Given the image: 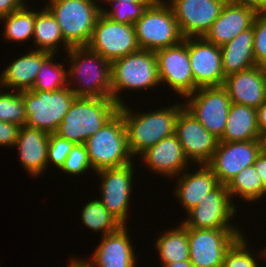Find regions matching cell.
<instances>
[{
	"label": "cell",
	"mask_w": 266,
	"mask_h": 267,
	"mask_svg": "<svg viewBox=\"0 0 266 267\" xmlns=\"http://www.w3.org/2000/svg\"><path fill=\"white\" fill-rule=\"evenodd\" d=\"M253 53L257 66L266 67V11L258 12L253 22Z\"/></svg>",
	"instance_id": "8d00e7d4"
},
{
	"label": "cell",
	"mask_w": 266,
	"mask_h": 267,
	"mask_svg": "<svg viewBox=\"0 0 266 267\" xmlns=\"http://www.w3.org/2000/svg\"><path fill=\"white\" fill-rule=\"evenodd\" d=\"M50 54L46 51L31 50V52L16 58L0 75L2 88H12L18 92L31 90L42 62Z\"/></svg>",
	"instance_id": "cb8c5ba5"
},
{
	"label": "cell",
	"mask_w": 266,
	"mask_h": 267,
	"mask_svg": "<svg viewBox=\"0 0 266 267\" xmlns=\"http://www.w3.org/2000/svg\"><path fill=\"white\" fill-rule=\"evenodd\" d=\"M49 133L26 125L21 126L16 144L20 162L32 176L40 175L47 168Z\"/></svg>",
	"instance_id": "603a6c76"
},
{
	"label": "cell",
	"mask_w": 266,
	"mask_h": 267,
	"mask_svg": "<svg viewBox=\"0 0 266 267\" xmlns=\"http://www.w3.org/2000/svg\"><path fill=\"white\" fill-rule=\"evenodd\" d=\"M198 168L200 169L196 170L195 173L185 172L181 177H177L178 182L174 194L187 212L198 205L206 194L219 184L212 169L207 164H200Z\"/></svg>",
	"instance_id": "d4e9b609"
},
{
	"label": "cell",
	"mask_w": 266,
	"mask_h": 267,
	"mask_svg": "<svg viewBox=\"0 0 266 267\" xmlns=\"http://www.w3.org/2000/svg\"><path fill=\"white\" fill-rule=\"evenodd\" d=\"M24 3L18 10L6 15L1 19L5 23L4 28V38L5 40H9L10 42H24L29 38H33L34 35V26L36 19V11L28 10Z\"/></svg>",
	"instance_id": "f546056e"
},
{
	"label": "cell",
	"mask_w": 266,
	"mask_h": 267,
	"mask_svg": "<svg viewBox=\"0 0 266 267\" xmlns=\"http://www.w3.org/2000/svg\"><path fill=\"white\" fill-rule=\"evenodd\" d=\"M133 25L140 49L155 52L175 46L184 39L166 1L155 0Z\"/></svg>",
	"instance_id": "52a82bcc"
},
{
	"label": "cell",
	"mask_w": 266,
	"mask_h": 267,
	"mask_svg": "<svg viewBox=\"0 0 266 267\" xmlns=\"http://www.w3.org/2000/svg\"><path fill=\"white\" fill-rule=\"evenodd\" d=\"M73 146V142L61 138L56 134H49L47 166L52 162L56 168L61 169Z\"/></svg>",
	"instance_id": "f35d334b"
},
{
	"label": "cell",
	"mask_w": 266,
	"mask_h": 267,
	"mask_svg": "<svg viewBox=\"0 0 266 267\" xmlns=\"http://www.w3.org/2000/svg\"><path fill=\"white\" fill-rule=\"evenodd\" d=\"M262 151L261 139L250 141H219L207 164L220 184L227 185L239 172L254 165Z\"/></svg>",
	"instance_id": "5bb4252c"
},
{
	"label": "cell",
	"mask_w": 266,
	"mask_h": 267,
	"mask_svg": "<svg viewBox=\"0 0 266 267\" xmlns=\"http://www.w3.org/2000/svg\"><path fill=\"white\" fill-rule=\"evenodd\" d=\"M244 235H241L227 250L222 267H258L252 252L247 248Z\"/></svg>",
	"instance_id": "d590c367"
},
{
	"label": "cell",
	"mask_w": 266,
	"mask_h": 267,
	"mask_svg": "<svg viewBox=\"0 0 266 267\" xmlns=\"http://www.w3.org/2000/svg\"><path fill=\"white\" fill-rule=\"evenodd\" d=\"M262 151L266 152V130L261 134Z\"/></svg>",
	"instance_id": "c3c4849f"
},
{
	"label": "cell",
	"mask_w": 266,
	"mask_h": 267,
	"mask_svg": "<svg viewBox=\"0 0 266 267\" xmlns=\"http://www.w3.org/2000/svg\"><path fill=\"white\" fill-rule=\"evenodd\" d=\"M133 162L96 171L101 177V203L122 224L126 225L133 182Z\"/></svg>",
	"instance_id": "2e32d148"
},
{
	"label": "cell",
	"mask_w": 266,
	"mask_h": 267,
	"mask_svg": "<svg viewBox=\"0 0 266 267\" xmlns=\"http://www.w3.org/2000/svg\"><path fill=\"white\" fill-rule=\"evenodd\" d=\"M76 97L69 86L57 91H23L26 126L54 134Z\"/></svg>",
	"instance_id": "ba28073f"
},
{
	"label": "cell",
	"mask_w": 266,
	"mask_h": 267,
	"mask_svg": "<svg viewBox=\"0 0 266 267\" xmlns=\"http://www.w3.org/2000/svg\"><path fill=\"white\" fill-rule=\"evenodd\" d=\"M186 99L184 107L208 132L220 140L223 137L232 104L226 88L223 85L198 88L194 93L186 96Z\"/></svg>",
	"instance_id": "9c48e42d"
},
{
	"label": "cell",
	"mask_w": 266,
	"mask_h": 267,
	"mask_svg": "<svg viewBox=\"0 0 266 267\" xmlns=\"http://www.w3.org/2000/svg\"><path fill=\"white\" fill-rule=\"evenodd\" d=\"M24 3V0H0V18L18 10Z\"/></svg>",
	"instance_id": "60d3db41"
},
{
	"label": "cell",
	"mask_w": 266,
	"mask_h": 267,
	"mask_svg": "<svg viewBox=\"0 0 266 267\" xmlns=\"http://www.w3.org/2000/svg\"><path fill=\"white\" fill-rule=\"evenodd\" d=\"M86 46L110 63L140 49L133 24L115 22L102 13Z\"/></svg>",
	"instance_id": "30bf717a"
},
{
	"label": "cell",
	"mask_w": 266,
	"mask_h": 267,
	"mask_svg": "<svg viewBox=\"0 0 266 267\" xmlns=\"http://www.w3.org/2000/svg\"><path fill=\"white\" fill-rule=\"evenodd\" d=\"M188 51L196 90L224 84L220 46L204 37H188Z\"/></svg>",
	"instance_id": "ac0fdd59"
},
{
	"label": "cell",
	"mask_w": 266,
	"mask_h": 267,
	"mask_svg": "<svg viewBox=\"0 0 266 267\" xmlns=\"http://www.w3.org/2000/svg\"><path fill=\"white\" fill-rule=\"evenodd\" d=\"M162 267H194L190 260L162 264Z\"/></svg>",
	"instance_id": "f6af8a7d"
},
{
	"label": "cell",
	"mask_w": 266,
	"mask_h": 267,
	"mask_svg": "<svg viewBox=\"0 0 266 267\" xmlns=\"http://www.w3.org/2000/svg\"><path fill=\"white\" fill-rule=\"evenodd\" d=\"M227 0H169L183 38L204 37Z\"/></svg>",
	"instance_id": "9a60e30c"
},
{
	"label": "cell",
	"mask_w": 266,
	"mask_h": 267,
	"mask_svg": "<svg viewBox=\"0 0 266 267\" xmlns=\"http://www.w3.org/2000/svg\"><path fill=\"white\" fill-rule=\"evenodd\" d=\"M160 83H167L182 97L196 91L188 51V38L179 44L155 51Z\"/></svg>",
	"instance_id": "4fadbf2b"
},
{
	"label": "cell",
	"mask_w": 266,
	"mask_h": 267,
	"mask_svg": "<svg viewBox=\"0 0 266 267\" xmlns=\"http://www.w3.org/2000/svg\"><path fill=\"white\" fill-rule=\"evenodd\" d=\"M111 75L112 99L119 106L124 104L118 95L123 89L142 90L155 88L160 84L156 54L154 51L145 49H139L113 61Z\"/></svg>",
	"instance_id": "8992f818"
},
{
	"label": "cell",
	"mask_w": 266,
	"mask_h": 267,
	"mask_svg": "<svg viewBox=\"0 0 266 267\" xmlns=\"http://www.w3.org/2000/svg\"><path fill=\"white\" fill-rule=\"evenodd\" d=\"M261 139L256 108L232 103L223 137L219 141L235 142Z\"/></svg>",
	"instance_id": "4316f807"
},
{
	"label": "cell",
	"mask_w": 266,
	"mask_h": 267,
	"mask_svg": "<svg viewBox=\"0 0 266 267\" xmlns=\"http://www.w3.org/2000/svg\"><path fill=\"white\" fill-rule=\"evenodd\" d=\"M253 38L252 26L238 34L233 40L220 46L222 68L225 76L256 66Z\"/></svg>",
	"instance_id": "484cf974"
},
{
	"label": "cell",
	"mask_w": 266,
	"mask_h": 267,
	"mask_svg": "<svg viewBox=\"0 0 266 267\" xmlns=\"http://www.w3.org/2000/svg\"><path fill=\"white\" fill-rule=\"evenodd\" d=\"M257 125L260 133L266 130V101L261 104L257 109Z\"/></svg>",
	"instance_id": "ee69618b"
},
{
	"label": "cell",
	"mask_w": 266,
	"mask_h": 267,
	"mask_svg": "<svg viewBox=\"0 0 266 267\" xmlns=\"http://www.w3.org/2000/svg\"><path fill=\"white\" fill-rule=\"evenodd\" d=\"M233 203L226 185L219 183L198 205L187 212L188 218L182 224L193 229H238L230 226V220L236 215Z\"/></svg>",
	"instance_id": "7c38bea8"
},
{
	"label": "cell",
	"mask_w": 266,
	"mask_h": 267,
	"mask_svg": "<svg viewBox=\"0 0 266 267\" xmlns=\"http://www.w3.org/2000/svg\"><path fill=\"white\" fill-rule=\"evenodd\" d=\"M66 52L72 63L67 73L68 86L73 93L77 97L112 98L111 63L87 46L71 47ZM72 77L79 80L77 88L70 86Z\"/></svg>",
	"instance_id": "3957f363"
},
{
	"label": "cell",
	"mask_w": 266,
	"mask_h": 267,
	"mask_svg": "<svg viewBox=\"0 0 266 267\" xmlns=\"http://www.w3.org/2000/svg\"><path fill=\"white\" fill-rule=\"evenodd\" d=\"M241 235L238 229L188 228L189 260L194 267H222L227 250Z\"/></svg>",
	"instance_id": "8fae6325"
},
{
	"label": "cell",
	"mask_w": 266,
	"mask_h": 267,
	"mask_svg": "<svg viewBox=\"0 0 266 267\" xmlns=\"http://www.w3.org/2000/svg\"><path fill=\"white\" fill-rule=\"evenodd\" d=\"M110 4L114 5L112 10L101 9V13L109 19L124 23L134 24L139 20L152 3H131L113 1ZM109 11V12H108Z\"/></svg>",
	"instance_id": "e575fe53"
},
{
	"label": "cell",
	"mask_w": 266,
	"mask_h": 267,
	"mask_svg": "<svg viewBox=\"0 0 266 267\" xmlns=\"http://www.w3.org/2000/svg\"><path fill=\"white\" fill-rule=\"evenodd\" d=\"M232 3L251 7L257 12L266 11V0H229Z\"/></svg>",
	"instance_id": "7bdbcfd3"
},
{
	"label": "cell",
	"mask_w": 266,
	"mask_h": 267,
	"mask_svg": "<svg viewBox=\"0 0 266 267\" xmlns=\"http://www.w3.org/2000/svg\"><path fill=\"white\" fill-rule=\"evenodd\" d=\"M254 166L261 177L264 188L266 189V152H260V154L255 159Z\"/></svg>",
	"instance_id": "b9f144b4"
},
{
	"label": "cell",
	"mask_w": 266,
	"mask_h": 267,
	"mask_svg": "<svg viewBox=\"0 0 266 267\" xmlns=\"http://www.w3.org/2000/svg\"><path fill=\"white\" fill-rule=\"evenodd\" d=\"M0 120L17 124L20 127L26 125L27 116L23 92H2L0 90Z\"/></svg>",
	"instance_id": "836d02e7"
},
{
	"label": "cell",
	"mask_w": 266,
	"mask_h": 267,
	"mask_svg": "<svg viewBox=\"0 0 266 267\" xmlns=\"http://www.w3.org/2000/svg\"><path fill=\"white\" fill-rule=\"evenodd\" d=\"M182 104L136 115L125 104L119 106L118 112L125 122L128 148L132 156L141 155L162 139L175 134L176 120L184 107Z\"/></svg>",
	"instance_id": "6da1fadb"
},
{
	"label": "cell",
	"mask_w": 266,
	"mask_h": 267,
	"mask_svg": "<svg viewBox=\"0 0 266 267\" xmlns=\"http://www.w3.org/2000/svg\"><path fill=\"white\" fill-rule=\"evenodd\" d=\"M20 126L0 120V146L14 147Z\"/></svg>",
	"instance_id": "ab89813d"
},
{
	"label": "cell",
	"mask_w": 266,
	"mask_h": 267,
	"mask_svg": "<svg viewBox=\"0 0 266 267\" xmlns=\"http://www.w3.org/2000/svg\"><path fill=\"white\" fill-rule=\"evenodd\" d=\"M140 156L148 168L167 177L183 173L189 163L176 134L162 139Z\"/></svg>",
	"instance_id": "7402d4cb"
},
{
	"label": "cell",
	"mask_w": 266,
	"mask_h": 267,
	"mask_svg": "<svg viewBox=\"0 0 266 267\" xmlns=\"http://www.w3.org/2000/svg\"><path fill=\"white\" fill-rule=\"evenodd\" d=\"M223 86L232 103L258 108L266 101V67L252 68L229 74Z\"/></svg>",
	"instance_id": "d6986e66"
},
{
	"label": "cell",
	"mask_w": 266,
	"mask_h": 267,
	"mask_svg": "<svg viewBox=\"0 0 266 267\" xmlns=\"http://www.w3.org/2000/svg\"><path fill=\"white\" fill-rule=\"evenodd\" d=\"M175 134L188 160L199 165L210 162L219 140L185 107L179 111Z\"/></svg>",
	"instance_id": "e0dca14e"
},
{
	"label": "cell",
	"mask_w": 266,
	"mask_h": 267,
	"mask_svg": "<svg viewBox=\"0 0 266 267\" xmlns=\"http://www.w3.org/2000/svg\"><path fill=\"white\" fill-rule=\"evenodd\" d=\"M33 41L38 47L36 50L46 51L51 54L56 53L60 42L65 45L67 51L71 48L65 42L60 26L53 14L45 7L36 14Z\"/></svg>",
	"instance_id": "f1b7e54d"
},
{
	"label": "cell",
	"mask_w": 266,
	"mask_h": 267,
	"mask_svg": "<svg viewBox=\"0 0 266 267\" xmlns=\"http://www.w3.org/2000/svg\"><path fill=\"white\" fill-rule=\"evenodd\" d=\"M69 267H93L88 261L72 259L69 264Z\"/></svg>",
	"instance_id": "bcb514c9"
},
{
	"label": "cell",
	"mask_w": 266,
	"mask_h": 267,
	"mask_svg": "<svg viewBox=\"0 0 266 267\" xmlns=\"http://www.w3.org/2000/svg\"><path fill=\"white\" fill-rule=\"evenodd\" d=\"M118 111L119 105L112 98L76 97L54 134L85 144Z\"/></svg>",
	"instance_id": "7a4b0ae2"
},
{
	"label": "cell",
	"mask_w": 266,
	"mask_h": 267,
	"mask_svg": "<svg viewBox=\"0 0 266 267\" xmlns=\"http://www.w3.org/2000/svg\"><path fill=\"white\" fill-rule=\"evenodd\" d=\"M127 232L126 225H123L103 236L92 258L87 261L93 267H136L134 247Z\"/></svg>",
	"instance_id": "44dd1931"
},
{
	"label": "cell",
	"mask_w": 266,
	"mask_h": 267,
	"mask_svg": "<svg viewBox=\"0 0 266 267\" xmlns=\"http://www.w3.org/2000/svg\"><path fill=\"white\" fill-rule=\"evenodd\" d=\"M257 11L251 7L227 0L219 17L212 24L204 38L215 45L233 40L238 34L252 27Z\"/></svg>",
	"instance_id": "ffe728a7"
},
{
	"label": "cell",
	"mask_w": 266,
	"mask_h": 267,
	"mask_svg": "<svg viewBox=\"0 0 266 267\" xmlns=\"http://www.w3.org/2000/svg\"><path fill=\"white\" fill-rule=\"evenodd\" d=\"M261 257H264L263 259H265L266 260V248L265 249H263V250H261Z\"/></svg>",
	"instance_id": "681fc988"
},
{
	"label": "cell",
	"mask_w": 266,
	"mask_h": 267,
	"mask_svg": "<svg viewBox=\"0 0 266 267\" xmlns=\"http://www.w3.org/2000/svg\"><path fill=\"white\" fill-rule=\"evenodd\" d=\"M82 220L89 229L102 231V235L113 233L123 226L101 203L92 200L83 207Z\"/></svg>",
	"instance_id": "1f68e13d"
},
{
	"label": "cell",
	"mask_w": 266,
	"mask_h": 267,
	"mask_svg": "<svg viewBox=\"0 0 266 267\" xmlns=\"http://www.w3.org/2000/svg\"><path fill=\"white\" fill-rule=\"evenodd\" d=\"M85 146L89 162L95 172L132 163L125 122L119 112L89 137Z\"/></svg>",
	"instance_id": "277c9868"
},
{
	"label": "cell",
	"mask_w": 266,
	"mask_h": 267,
	"mask_svg": "<svg viewBox=\"0 0 266 267\" xmlns=\"http://www.w3.org/2000/svg\"><path fill=\"white\" fill-rule=\"evenodd\" d=\"M46 8L53 14L65 42L70 47L86 46L90 41L102 6L94 0H49Z\"/></svg>",
	"instance_id": "5b68a950"
},
{
	"label": "cell",
	"mask_w": 266,
	"mask_h": 267,
	"mask_svg": "<svg viewBox=\"0 0 266 267\" xmlns=\"http://www.w3.org/2000/svg\"><path fill=\"white\" fill-rule=\"evenodd\" d=\"M107 3L113 1L131 2V3H153L155 0H105Z\"/></svg>",
	"instance_id": "7dc6e473"
},
{
	"label": "cell",
	"mask_w": 266,
	"mask_h": 267,
	"mask_svg": "<svg viewBox=\"0 0 266 267\" xmlns=\"http://www.w3.org/2000/svg\"><path fill=\"white\" fill-rule=\"evenodd\" d=\"M54 54H50L41 64L31 90L57 91L68 87V73L59 63H54Z\"/></svg>",
	"instance_id": "d6a6232c"
},
{
	"label": "cell",
	"mask_w": 266,
	"mask_h": 267,
	"mask_svg": "<svg viewBox=\"0 0 266 267\" xmlns=\"http://www.w3.org/2000/svg\"><path fill=\"white\" fill-rule=\"evenodd\" d=\"M89 168L92 169V166L89 162L85 144H74L60 171L62 170V172L64 171L70 175H82Z\"/></svg>",
	"instance_id": "74e56055"
},
{
	"label": "cell",
	"mask_w": 266,
	"mask_h": 267,
	"mask_svg": "<svg viewBox=\"0 0 266 267\" xmlns=\"http://www.w3.org/2000/svg\"><path fill=\"white\" fill-rule=\"evenodd\" d=\"M230 198L238 196L245 201H254L266 195V189L254 165L239 172L227 185Z\"/></svg>",
	"instance_id": "4dcf8cb0"
},
{
	"label": "cell",
	"mask_w": 266,
	"mask_h": 267,
	"mask_svg": "<svg viewBox=\"0 0 266 267\" xmlns=\"http://www.w3.org/2000/svg\"><path fill=\"white\" fill-rule=\"evenodd\" d=\"M156 239V249L162 264L189 260L188 228L183 224L168 230Z\"/></svg>",
	"instance_id": "83f0119b"
}]
</instances>
